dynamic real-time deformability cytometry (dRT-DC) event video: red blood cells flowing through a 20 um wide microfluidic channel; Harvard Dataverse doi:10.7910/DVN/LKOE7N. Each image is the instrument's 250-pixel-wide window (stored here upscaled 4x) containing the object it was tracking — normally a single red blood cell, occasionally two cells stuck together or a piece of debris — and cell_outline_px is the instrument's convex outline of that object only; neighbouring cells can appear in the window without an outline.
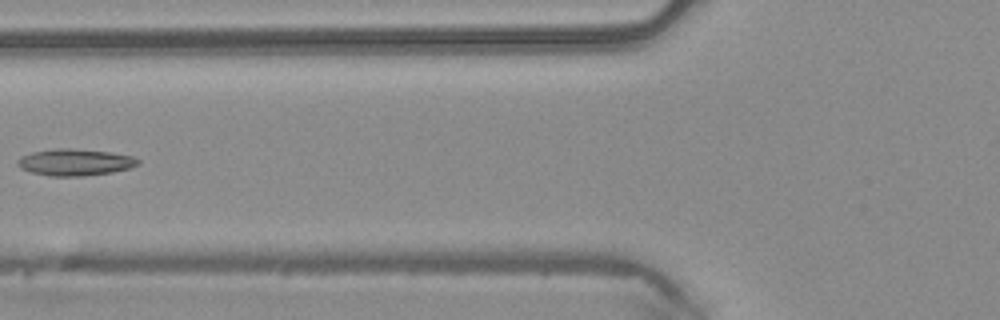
{"species": "common noctule bat (a hibernating species)", "species_latin": "Nyctalus noctula", "temperature_condition": "warm", "stored_images_in_passage": 5, "camera_frame_rate_fps": 3000, "um_per_image_px": 0.085, "animal": {"sex": "male", "body_mass_g": 20.4}, "frame": {"image": 1, "passage_image": 5, "time_ms": 1.333, "image_size_px": [1000, 320], "cell_outline_px": [[140, 164], [128, 168], [112, 172], [80, 176], [48, 176], [32, 172], [20, 168], [16, 164], [16, 160], [20, 156], [32, 152], [56, 148], [68, 148], [112, 152], [132, 156], [140, 160]], "centroid_in_image_um": [6.35, 13.78], "position_along_channel_um": 119.5, "area_um2": 18.79}}